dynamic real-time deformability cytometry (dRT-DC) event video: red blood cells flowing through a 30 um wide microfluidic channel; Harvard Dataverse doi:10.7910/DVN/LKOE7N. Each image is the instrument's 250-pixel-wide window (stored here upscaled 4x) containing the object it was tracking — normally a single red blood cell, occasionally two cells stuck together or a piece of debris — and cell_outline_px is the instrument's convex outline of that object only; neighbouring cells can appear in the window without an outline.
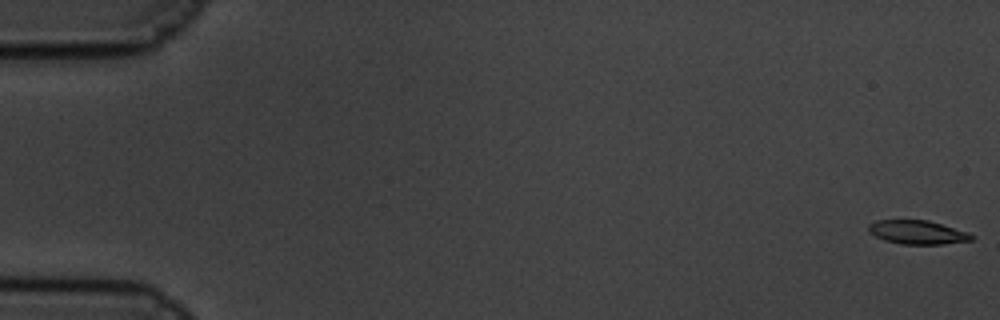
{"species": "common noctule bat (a hibernating species)", "species_latin": "Nyctalus noctula", "temperature_condition": "cold", "stored_images_in_passage": 61, "camera_frame_rate_fps": 3000, "um_per_image_px": 0.085, "animal": {"sex": "male", "body_mass_g": 19.5, "forearm_length_mm": 54.6}, "frame": {"image": 1, "passage_image": 1, "time_ms": 0.0, "image_size_px": [1000, 320], "cell_outline_px": [[976, 236], [972, 240], [944, 244], [900, 244], [884, 240], [868, 232], [868, 224], [876, 220], [928, 220], [968, 232]], "centroid_in_image_um": [77.98, 19.74], "position_along_channel_um": 7.0, "area_um2": 14.33}}
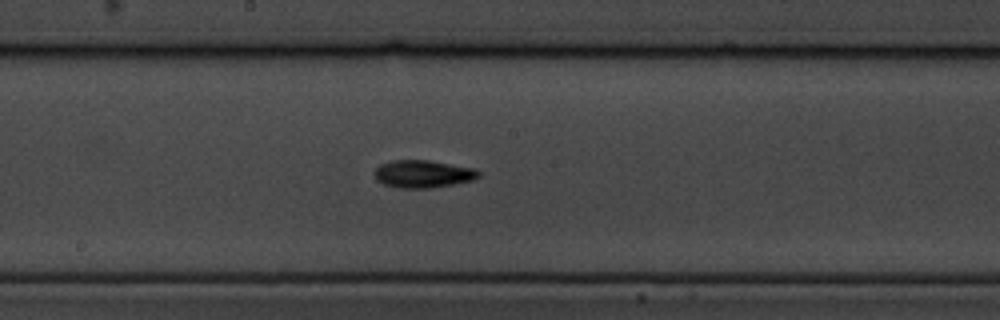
{"frame": {"image": 2, "passage_image": 33, "time_ms": 10.667, "image_size_px": [1000, 320], "cell_outline_px": [[480, 176], [472, 180], [452, 184], [428, 188], [400, 188], [384, 184], [376, 180], [376, 168], [380, 164], [392, 160], [428, 160], [476, 168], [480, 172]], "centroid_in_image_um": [35.97, 14.77], "position_along_channel_um": 212.2, "area_um2": 16.65}}
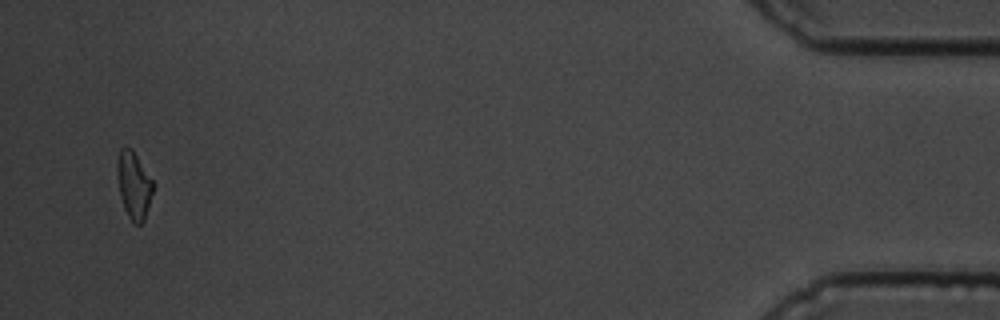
{"frame": {"image": 3, "passage_image": 59, "time_ms": 19.333, "image_size_px": [1000, 320], "cell_outline_px": [[156, 184], [144, 220], [140, 224], [136, 224], [128, 216], [124, 208], [120, 196], [116, 172], [116, 164], [120, 148], [132, 148]], "centroid_in_image_um": [11.39, 15.71], "position_along_channel_um": 423.8, "area_um2": 14.28}, "authors_computed_cell_mechanics": {"area_um2": 15.028, "velocity_mm_per_s": 3.3472, "shape_relaxation_time_tau1_ms": 2.9153, "shape_relaxation_time_tau2_ms": null, "deformation_change_tau1": 0.1332, "deformation_change_tau2": null}}